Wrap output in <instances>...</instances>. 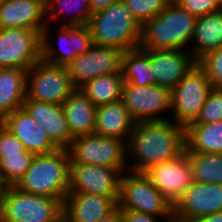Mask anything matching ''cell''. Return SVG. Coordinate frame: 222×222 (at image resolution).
<instances>
[{"instance_id":"obj_16","label":"cell","mask_w":222,"mask_h":222,"mask_svg":"<svg viewBox=\"0 0 222 222\" xmlns=\"http://www.w3.org/2000/svg\"><path fill=\"white\" fill-rule=\"evenodd\" d=\"M145 175L173 206L193 182L186 151L171 161L151 167Z\"/></svg>"},{"instance_id":"obj_8","label":"cell","mask_w":222,"mask_h":222,"mask_svg":"<svg viewBox=\"0 0 222 222\" xmlns=\"http://www.w3.org/2000/svg\"><path fill=\"white\" fill-rule=\"evenodd\" d=\"M70 164H90L129 171L126 141L89 134L72 139L68 148Z\"/></svg>"},{"instance_id":"obj_25","label":"cell","mask_w":222,"mask_h":222,"mask_svg":"<svg viewBox=\"0 0 222 222\" xmlns=\"http://www.w3.org/2000/svg\"><path fill=\"white\" fill-rule=\"evenodd\" d=\"M27 70L22 68L0 69V115L4 118L22 108L26 98Z\"/></svg>"},{"instance_id":"obj_17","label":"cell","mask_w":222,"mask_h":222,"mask_svg":"<svg viewBox=\"0 0 222 222\" xmlns=\"http://www.w3.org/2000/svg\"><path fill=\"white\" fill-rule=\"evenodd\" d=\"M149 56L156 85L172 90L194 67L189 50H144Z\"/></svg>"},{"instance_id":"obj_20","label":"cell","mask_w":222,"mask_h":222,"mask_svg":"<svg viewBox=\"0 0 222 222\" xmlns=\"http://www.w3.org/2000/svg\"><path fill=\"white\" fill-rule=\"evenodd\" d=\"M4 127L24 145L26 151L33 154H46L58 149L47 132L23 108L6 115Z\"/></svg>"},{"instance_id":"obj_35","label":"cell","mask_w":222,"mask_h":222,"mask_svg":"<svg viewBox=\"0 0 222 222\" xmlns=\"http://www.w3.org/2000/svg\"><path fill=\"white\" fill-rule=\"evenodd\" d=\"M178 4L197 18L222 9L219 0H181Z\"/></svg>"},{"instance_id":"obj_7","label":"cell","mask_w":222,"mask_h":222,"mask_svg":"<svg viewBox=\"0 0 222 222\" xmlns=\"http://www.w3.org/2000/svg\"><path fill=\"white\" fill-rule=\"evenodd\" d=\"M52 26L47 24L41 34L42 60L47 63L67 66L77 55L86 53L94 45L87 25H57V29Z\"/></svg>"},{"instance_id":"obj_45","label":"cell","mask_w":222,"mask_h":222,"mask_svg":"<svg viewBox=\"0 0 222 222\" xmlns=\"http://www.w3.org/2000/svg\"><path fill=\"white\" fill-rule=\"evenodd\" d=\"M4 126V118L0 115V129Z\"/></svg>"},{"instance_id":"obj_37","label":"cell","mask_w":222,"mask_h":222,"mask_svg":"<svg viewBox=\"0 0 222 222\" xmlns=\"http://www.w3.org/2000/svg\"><path fill=\"white\" fill-rule=\"evenodd\" d=\"M173 217H158L138 211L121 209V222H167Z\"/></svg>"},{"instance_id":"obj_18","label":"cell","mask_w":222,"mask_h":222,"mask_svg":"<svg viewBox=\"0 0 222 222\" xmlns=\"http://www.w3.org/2000/svg\"><path fill=\"white\" fill-rule=\"evenodd\" d=\"M46 25V0H5L0 5V29L25 28L42 34Z\"/></svg>"},{"instance_id":"obj_4","label":"cell","mask_w":222,"mask_h":222,"mask_svg":"<svg viewBox=\"0 0 222 222\" xmlns=\"http://www.w3.org/2000/svg\"><path fill=\"white\" fill-rule=\"evenodd\" d=\"M87 26L95 45L123 52L139 48L142 25L122 0L93 13Z\"/></svg>"},{"instance_id":"obj_38","label":"cell","mask_w":222,"mask_h":222,"mask_svg":"<svg viewBox=\"0 0 222 222\" xmlns=\"http://www.w3.org/2000/svg\"><path fill=\"white\" fill-rule=\"evenodd\" d=\"M120 0H89L92 14L107 8Z\"/></svg>"},{"instance_id":"obj_2","label":"cell","mask_w":222,"mask_h":222,"mask_svg":"<svg viewBox=\"0 0 222 222\" xmlns=\"http://www.w3.org/2000/svg\"><path fill=\"white\" fill-rule=\"evenodd\" d=\"M197 17L179 4H167L141 27L143 50H189Z\"/></svg>"},{"instance_id":"obj_27","label":"cell","mask_w":222,"mask_h":222,"mask_svg":"<svg viewBox=\"0 0 222 222\" xmlns=\"http://www.w3.org/2000/svg\"><path fill=\"white\" fill-rule=\"evenodd\" d=\"M185 151L222 154V120L185 127Z\"/></svg>"},{"instance_id":"obj_44","label":"cell","mask_w":222,"mask_h":222,"mask_svg":"<svg viewBox=\"0 0 222 222\" xmlns=\"http://www.w3.org/2000/svg\"><path fill=\"white\" fill-rule=\"evenodd\" d=\"M167 222H186V221H181V220H178V219L173 217L172 219L167 220Z\"/></svg>"},{"instance_id":"obj_23","label":"cell","mask_w":222,"mask_h":222,"mask_svg":"<svg viewBox=\"0 0 222 222\" xmlns=\"http://www.w3.org/2000/svg\"><path fill=\"white\" fill-rule=\"evenodd\" d=\"M61 106L73 139L94 134L97 107L79 88Z\"/></svg>"},{"instance_id":"obj_12","label":"cell","mask_w":222,"mask_h":222,"mask_svg":"<svg viewBox=\"0 0 222 222\" xmlns=\"http://www.w3.org/2000/svg\"><path fill=\"white\" fill-rule=\"evenodd\" d=\"M42 59L39 31L25 28L0 29V69L29 70Z\"/></svg>"},{"instance_id":"obj_31","label":"cell","mask_w":222,"mask_h":222,"mask_svg":"<svg viewBox=\"0 0 222 222\" xmlns=\"http://www.w3.org/2000/svg\"><path fill=\"white\" fill-rule=\"evenodd\" d=\"M34 155L32 152L25 151L19 155L6 156L4 159H0L3 188L18 183L31 165Z\"/></svg>"},{"instance_id":"obj_5","label":"cell","mask_w":222,"mask_h":222,"mask_svg":"<svg viewBox=\"0 0 222 222\" xmlns=\"http://www.w3.org/2000/svg\"><path fill=\"white\" fill-rule=\"evenodd\" d=\"M62 212L61 200L24 192L15 185L0 193V222H52Z\"/></svg>"},{"instance_id":"obj_6","label":"cell","mask_w":222,"mask_h":222,"mask_svg":"<svg viewBox=\"0 0 222 222\" xmlns=\"http://www.w3.org/2000/svg\"><path fill=\"white\" fill-rule=\"evenodd\" d=\"M118 207L158 217H174L173 204L152 184L145 173H123Z\"/></svg>"},{"instance_id":"obj_10","label":"cell","mask_w":222,"mask_h":222,"mask_svg":"<svg viewBox=\"0 0 222 222\" xmlns=\"http://www.w3.org/2000/svg\"><path fill=\"white\" fill-rule=\"evenodd\" d=\"M75 89L66 66L41 59L27 70L28 99L62 105Z\"/></svg>"},{"instance_id":"obj_9","label":"cell","mask_w":222,"mask_h":222,"mask_svg":"<svg viewBox=\"0 0 222 222\" xmlns=\"http://www.w3.org/2000/svg\"><path fill=\"white\" fill-rule=\"evenodd\" d=\"M211 89V81L196 63L171 90L170 119L184 127L193 123Z\"/></svg>"},{"instance_id":"obj_39","label":"cell","mask_w":222,"mask_h":222,"mask_svg":"<svg viewBox=\"0 0 222 222\" xmlns=\"http://www.w3.org/2000/svg\"><path fill=\"white\" fill-rule=\"evenodd\" d=\"M98 222H121V209L117 206L111 213L104 216Z\"/></svg>"},{"instance_id":"obj_43","label":"cell","mask_w":222,"mask_h":222,"mask_svg":"<svg viewBox=\"0 0 222 222\" xmlns=\"http://www.w3.org/2000/svg\"><path fill=\"white\" fill-rule=\"evenodd\" d=\"M3 189V178H2V175H1V172H0V193Z\"/></svg>"},{"instance_id":"obj_24","label":"cell","mask_w":222,"mask_h":222,"mask_svg":"<svg viewBox=\"0 0 222 222\" xmlns=\"http://www.w3.org/2000/svg\"><path fill=\"white\" fill-rule=\"evenodd\" d=\"M222 47V9L198 17L189 52L197 62L211 51Z\"/></svg>"},{"instance_id":"obj_30","label":"cell","mask_w":222,"mask_h":222,"mask_svg":"<svg viewBox=\"0 0 222 222\" xmlns=\"http://www.w3.org/2000/svg\"><path fill=\"white\" fill-rule=\"evenodd\" d=\"M192 170V180L222 185V154L186 152Z\"/></svg>"},{"instance_id":"obj_29","label":"cell","mask_w":222,"mask_h":222,"mask_svg":"<svg viewBox=\"0 0 222 222\" xmlns=\"http://www.w3.org/2000/svg\"><path fill=\"white\" fill-rule=\"evenodd\" d=\"M124 82L138 87L156 85L150 56L141 48L125 51L122 56Z\"/></svg>"},{"instance_id":"obj_32","label":"cell","mask_w":222,"mask_h":222,"mask_svg":"<svg viewBox=\"0 0 222 222\" xmlns=\"http://www.w3.org/2000/svg\"><path fill=\"white\" fill-rule=\"evenodd\" d=\"M139 24L159 15L167 6L164 0H122Z\"/></svg>"},{"instance_id":"obj_3","label":"cell","mask_w":222,"mask_h":222,"mask_svg":"<svg viewBox=\"0 0 222 222\" xmlns=\"http://www.w3.org/2000/svg\"><path fill=\"white\" fill-rule=\"evenodd\" d=\"M70 154L58 148L46 154H35L28 170L15 185L24 192L56 198L64 203L69 193Z\"/></svg>"},{"instance_id":"obj_22","label":"cell","mask_w":222,"mask_h":222,"mask_svg":"<svg viewBox=\"0 0 222 222\" xmlns=\"http://www.w3.org/2000/svg\"><path fill=\"white\" fill-rule=\"evenodd\" d=\"M136 121L122 100L97 106L94 134L128 141Z\"/></svg>"},{"instance_id":"obj_19","label":"cell","mask_w":222,"mask_h":222,"mask_svg":"<svg viewBox=\"0 0 222 222\" xmlns=\"http://www.w3.org/2000/svg\"><path fill=\"white\" fill-rule=\"evenodd\" d=\"M22 108L41 126L58 148L68 149L72 142L61 105L25 98Z\"/></svg>"},{"instance_id":"obj_1","label":"cell","mask_w":222,"mask_h":222,"mask_svg":"<svg viewBox=\"0 0 222 222\" xmlns=\"http://www.w3.org/2000/svg\"><path fill=\"white\" fill-rule=\"evenodd\" d=\"M126 149L128 170L145 173L185 151V127L171 119L136 122Z\"/></svg>"},{"instance_id":"obj_21","label":"cell","mask_w":222,"mask_h":222,"mask_svg":"<svg viewBox=\"0 0 222 222\" xmlns=\"http://www.w3.org/2000/svg\"><path fill=\"white\" fill-rule=\"evenodd\" d=\"M118 206L113 197L89 193H68L63 211L73 222H98Z\"/></svg>"},{"instance_id":"obj_28","label":"cell","mask_w":222,"mask_h":222,"mask_svg":"<svg viewBox=\"0 0 222 222\" xmlns=\"http://www.w3.org/2000/svg\"><path fill=\"white\" fill-rule=\"evenodd\" d=\"M123 84V72H118L88 80L79 89L97 107L121 100Z\"/></svg>"},{"instance_id":"obj_15","label":"cell","mask_w":222,"mask_h":222,"mask_svg":"<svg viewBox=\"0 0 222 222\" xmlns=\"http://www.w3.org/2000/svg\"><path fill=\"white\" fill-rule=\"evenodd\" d=\"M222 211V185L193 181L174 205V218L194 222Z\"/></svg>"},{"instance_id":"obj_13","label":"cell","mask_w":222,"mask_h":222,"mask_svg":"<svg viewBox=\"0 0 222 222\" xmlns=\"http://www.w3.org/2000/svg\"><path fill=\"white\" fill-rule=\"evenodd\" d=\"M122 175V171L112 167L70 164L69 193L113 197L118 202Z\"/></svg>"},{"instance_id":"obj_40","label":"cell","mask_w":222,"mask_h":222,"mask_svg":"<svg viewBox=\"0 0 222 222\" xmlns=\"http://www.w3.org/2000/svg\"><path fill=\"white\" fill-rule=\"evenodd\" d=\"M194 222H222V211L202 216Z\"/></svg>"},{"instance_id":"obj_34","label":"cell","mask_w":222,"mask_h":222,"mask_svg":"<svg viewBox=\"0 0 222 222\" xmlns=\"http://www.w3.org/2000/svg\"><path fill=\"white\" fill-rule=\"evenodd\" d=\"M196 63L211 81L212 88L222 89V47L207 53Z\"/></svg>"},{"instance_id":"obj_42","label":"cell","mask_w":222,"mask_h":222,"mask_svg":"<svg viewBox=\"0 0 222 222\" xmlns=\"http://www.w3.org/2000/svg\"><path fill=\"white\" fill-rule=\"evenodd\" d=\"M167 4H178L181 0H164Z\"/></svg>"},{"instance_id":"obj_41","label":"cell","mask_w":222,"mask_h":222,"mask_svg":"<svg viewBox=\"0 0 222 222\" xmlns=\"http://www.w3.org/2000/svg\"><path fill=\"white\" fill-rule=\"evenodd\" d=\"M52 222H73L63 211L56 219Z\"/></svg>"},{"instance_id":"obj_36","label":"cell","mask_w":222,"mask_h":222,"mask_svg":"<svg viewBox=\"0 0 222 222\" xmlns=\"http://www.w3.org/2000/svg\"><path fill=\"white\" fill-rule=\"evenodd\" d=\"M24 145L6 128L0 129V159L25 152Z\"/></svg>"},{"instance_id":"obj_33","label":"cell","mask_w":222,"mask_h":222,"mask_svg":"<svg viewBox=\"0 0 222 222\" xmlns=\"http://www.w3.org/2000/svg\"><path fill=\"white\" fill-rule=\"evenodd\" d=\"M222 120V89L212 88L193 123L211 124Z\"/></svg>"},{"instance_id":"obj_11","label":"cell","mask_w":222,"mask_h":222,"mask_svg":"<svg viewBox=\"0 0 222 222\" xmlns=\"http://www.w3.org/2000/svg\"><path fill=\"white\" fill-rule=\"evenodd\" d=\"M121 100L136 122L170 119L171 90L169 88L160 85L138 87L124 82Z\"/></svg>"},{"instance_id":"obj_26","label":"cell","mask_w":222,"mask_h":222,"mask_svg":"<svg viewBox=\"0 0 222 222\" xmlns=\"http://www.w3.org/2000/svg\"><path fill=\"white\" fill-rule=\"evenodd\" d=\"M91 15L89 0H46L47 24L84 26Z\"/></svg>"},{"instance_id":"obj_14","label":"cell","mask_w":222,"mask_h":222,"mask_svg":"<svg viewBox=\"0 0 222 222\" xmlns=\"http://www.w3.org/2000/svg\"><path fill=\"white\" fill-rule=\"evenodd\" d=\"M123 53L117 48L94 44L66 66L72 84L79 88L96 77L122 72Z\"/></svg>"}]
</instances>
